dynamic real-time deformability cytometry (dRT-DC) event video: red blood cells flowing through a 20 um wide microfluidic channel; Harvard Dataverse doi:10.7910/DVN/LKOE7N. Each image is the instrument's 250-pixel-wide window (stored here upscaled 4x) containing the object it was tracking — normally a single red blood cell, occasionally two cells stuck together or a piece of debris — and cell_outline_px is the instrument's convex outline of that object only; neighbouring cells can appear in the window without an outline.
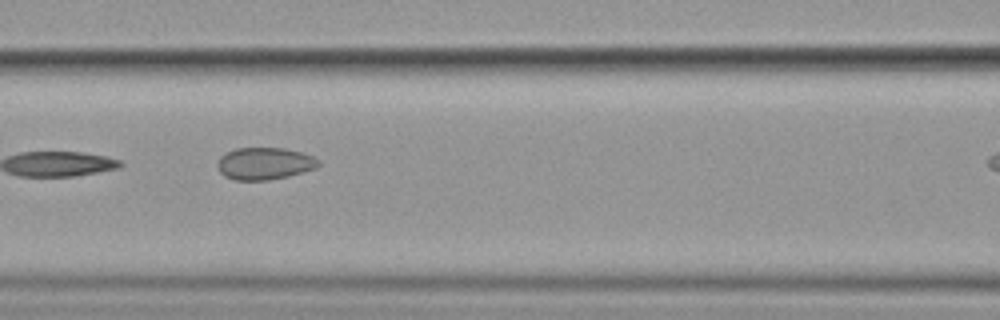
{"species": "common noctule bat (a hibernating species)", "species_latin": "Nyctalus noctula", "temperature_condition": "cold", "stored_images_in_passage": 8, "camera_frame_rate_fps": 3000, "um_per_image_px": 0.085, "animal": {"sex": "female", "body_mass_g": 19.9}, "frame": {"image": 1, "passage_image": 4, "time_ms": 3.667, "image_size_px": [1000, 320], "cell_outline_px": [[320, 164], [316, 168], [288, 176], [268, 180], [236, 180], [224, 176], [220, 172], [216, 164], [220, 156], [236, 148], [284, 148], [300, 152], [312, 156], [320, 160]], "centroid_in_image_um": [22.48, 13.9], "position_along_channel_um": 144.1, "area_um2": 18.9}}
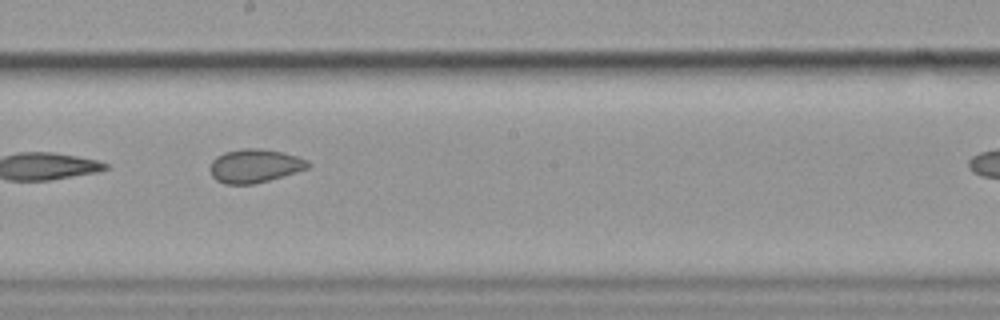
{"frame": {"image": 2, "passage_image": 6, "time_ms": 6.0, "image_size_px": [1000, 320], "cell_outline_px": [[308, 168], [256, 184], [224, 184], [216, 180], [212, 176], [208, 168], [212, 160], [216, 156], [224, 152], [244, 148], [260, 148], [280, 152], [296, 156], [308, 160]], "centroid_in_image_um": [21.59, 14.1], "position_along_channel_um": 226.6, "area_um2": 19.13}}